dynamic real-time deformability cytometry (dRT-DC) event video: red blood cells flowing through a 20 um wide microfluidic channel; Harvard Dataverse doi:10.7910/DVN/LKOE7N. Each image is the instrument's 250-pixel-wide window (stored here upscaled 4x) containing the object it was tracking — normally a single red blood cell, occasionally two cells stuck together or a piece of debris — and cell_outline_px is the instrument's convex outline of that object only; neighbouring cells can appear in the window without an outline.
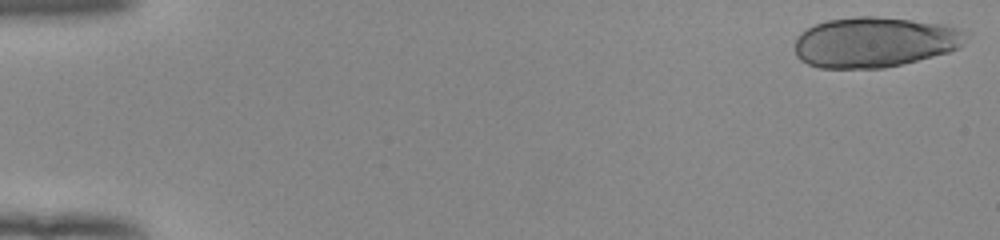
{"species": "human", "species_latin": "Homo sapiens", "temperature_condition": "room temperature", "stored_images_in_passage": 53, "camera_frame_rate_fps": 3000, "um_per_image_px": 0.085, "donor": {"sex": "female"}, "frame": {"image": 1, "passage_image": 1, "time_ms": 0.0, "image_size_px": [1000, 240], "cell_outline_px": [[972, 32], [964, 44], [960, 48], [948, 52], [884, 68], [820, 68], [808, 64], [800, 60], [796, 56], [796, 36], [800, 32], [816, 24], [828, 20], [856, 16], [872, 16], [912, 20], [948, 24], [964, 28]], "centroid_in_image_um": [74.42, 3.57], "position_along_channel_um": 10.6, "area_um2": 50.75}}
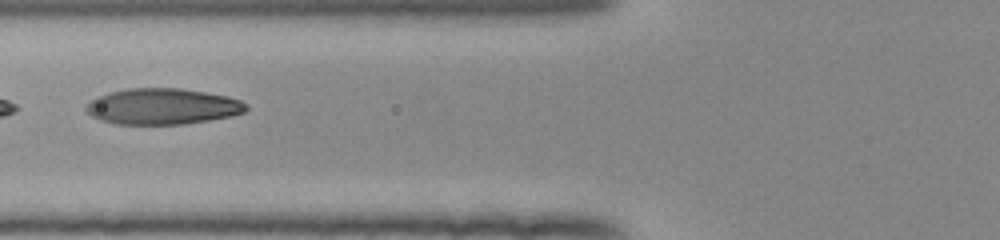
{"frame": {"image": 2, "passage_image": 22, "time_ms": 7.0, "image_size_px": [1000, 240], "cell_outline_px": [[248, 108], [244, 112], [232, 116], [184, 124], [116, 124], [100, 120], [92, 116], [84, 108], [96, 96], [128, 88], [180, 88], [228, 96], [240, 100], [248, 104]], "centroid_in_image_um": [13.83, 9.05], "position_along_channel_um": 112.0, "area_um2": 33.52}}
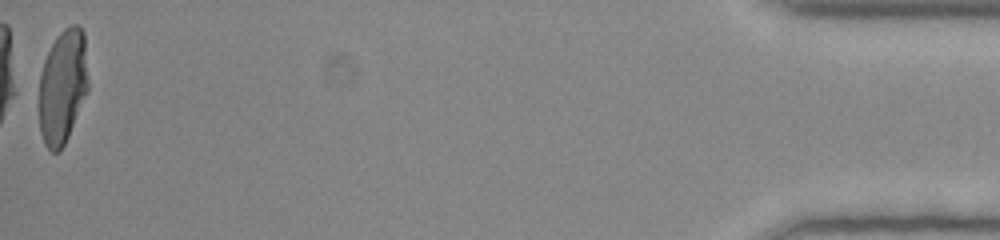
{"frame": {"image": 3, "passage_image": 53, "time_ms": 17.333, "image_size_px": [1000, 240], "cell_outline_px": [[88, 92], [68, 136], [60, 152], [52, 152], [44, 144], [40, 132], [40, 72], [44, 60], [56, 36], [64, 28], [72, 24], [76, 24], [84, 32], [88, 80]], "centroid_in_image_um": [5.34, 7.35], "position_along_channel_um": 429.9, "area_um2": 32.77}, "authors_computed_cell_mechanics": {"area_um2": 34.1598, "velocity_mm_per_s": 3.9259, "shape_relaxation_time_tau1_ms": 3.7279, "shape_relaxation_time_tau2_ms": null, "deformation_change_tau1": 0.1887, "deformation_change_tau2": null}}